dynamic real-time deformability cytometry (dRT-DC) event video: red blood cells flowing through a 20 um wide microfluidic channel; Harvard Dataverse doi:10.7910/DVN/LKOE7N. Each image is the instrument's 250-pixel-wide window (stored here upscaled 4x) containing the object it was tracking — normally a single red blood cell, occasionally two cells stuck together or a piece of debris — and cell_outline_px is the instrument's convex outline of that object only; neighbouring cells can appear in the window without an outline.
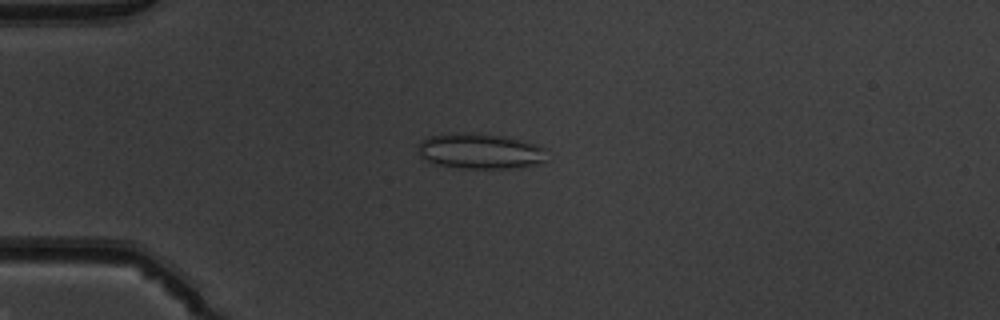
{"species": "common noctule bat (a hibernating species)", "species_latin": "Nyctalus noctula", "temperature_condition": "warm", "stored_images_in_passage": 52, "camera_frame_rate_fps": 3000, "um_per_image_px": 0.085, "animal": {"sex": "male", "body_mass_g": 19.5, "forearm_length_mm": 54.6}, "frame": {"image": 1, "passage_image": 14, "time_ms": 4.333, "image_size_px": [1000, 320], "cell_outline_px": [[548, 148], [544, 160], [536, 164], [516, 168], [464, 168], [440, 164], [428, 160], [420, 156], [416, 148], [420, 140], [428, 136], [452, 132], [476, 132], [508, 136], [524, 140]], "centroid_in_image_um": [40.82, 12.81], "position_along_channel_um": 44.2, "area_um2": 27.11}}
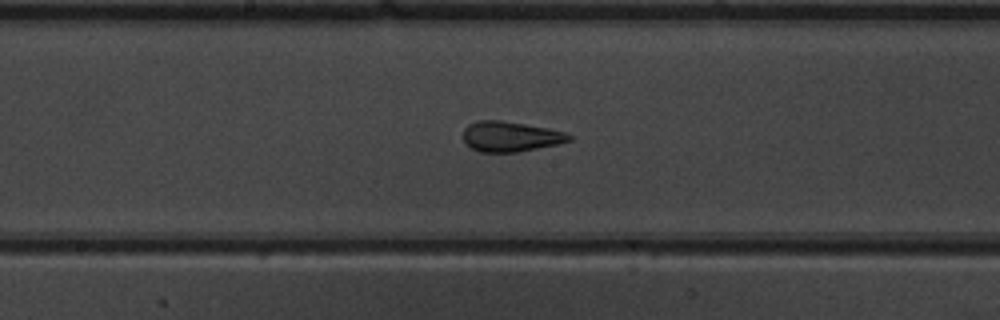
{"frame": {"image": 2, "passage_image": 28, "time_ms": 9.0, "image_size_px": [1000, 320], "cell_outline_px": [[572, 140], [556, 144], [520, 152], [480, 152], [472, 148], [464, 140], [464, 128], [468, 124], [476, 120], [500, 120], [548, 128], [564, 132], [572, 136]], "centroid_in_image_um": [43.38, 11.6], "position_along_channel_um": 204.8, "area_um2": 18.55}}
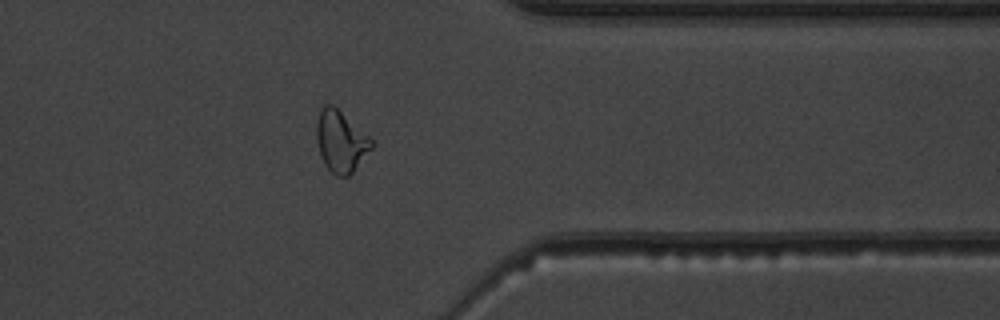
{"frame": {"image": 3, "passage_image": 42, "time_ms": 13.667, "image_size_px": [1000, 320], "cell_outline_px": [[376, 144], [352, 172], [348, 176], [336, 176], [324, 164], [320, 156], [316, 140], [316, 124], [320, 108], [324, 104], [332, 104], [368, 136]], "centroid_in_image_um": [28.94, 12.02], "position_along_channel_um": 382.5, "area_um2": 19.59}, "authors_computed_cell_mechanics": {"area_um2": 20.7791, "velocity_mm_per_s": 3.98, "shape_relaxation_time_tau1_ms": null, "shape_relaxation_time_tau2_ms": 1.2804, "deformation_change_tau1": null, "deformation_change_tau2": 0.089}}